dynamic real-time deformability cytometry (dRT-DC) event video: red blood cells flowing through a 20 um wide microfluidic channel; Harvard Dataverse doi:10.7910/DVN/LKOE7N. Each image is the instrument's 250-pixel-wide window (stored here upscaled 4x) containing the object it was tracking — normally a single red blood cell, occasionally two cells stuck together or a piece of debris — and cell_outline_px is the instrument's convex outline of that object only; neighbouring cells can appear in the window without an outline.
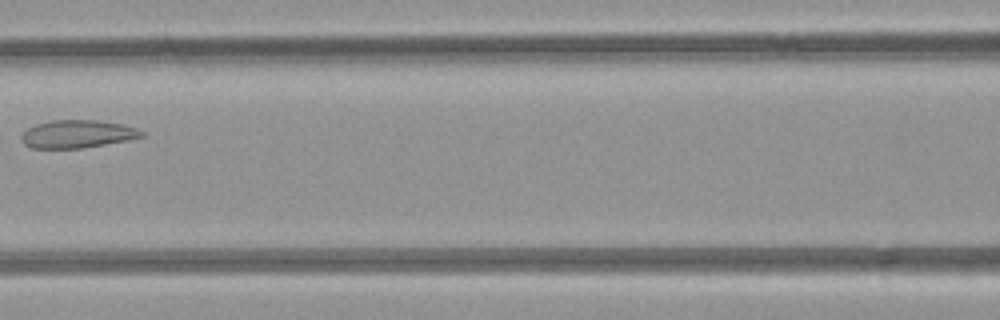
{"species": "common noctule bat (a hibernating species)", "species_latin": "Nyctalus noctula", "temperature_condition": "room temperature", "stored_images_in_passage": 7, "camera_frame_rate_fps": 3000, "um_per_image_px": 0.085, "animal": {"sex": "female", "body_mass_g": 21.9}, "frame": {"image": 1, "passage_image": 7, "time_ms": 7.667, "image_size_px": [1000, 320], "cell_outline_px": [[144, 136], [128, 140], [80, 148], [32, 148], [24, 144], [20, 136], [28, 128], [36, 124], [52, 120], [96, 120], [120, 124], [136, 128], [144, 132]], "centroid_in_image_um": [6.56, 11.39], "position_along_channel_um": 160.0, "area_um2": 19.31}}